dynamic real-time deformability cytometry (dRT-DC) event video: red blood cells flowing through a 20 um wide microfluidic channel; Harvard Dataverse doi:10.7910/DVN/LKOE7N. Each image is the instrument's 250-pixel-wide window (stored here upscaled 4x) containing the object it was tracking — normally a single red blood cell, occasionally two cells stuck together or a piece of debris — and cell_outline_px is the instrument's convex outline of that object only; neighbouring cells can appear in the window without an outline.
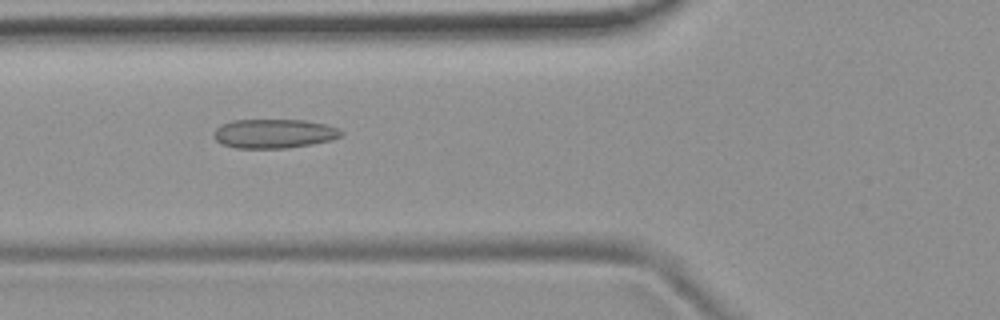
{"species": "common noctule bat (a hibernating species)", "species_latin": "Nyctalus noctula", "temperature_condition": "room temperature", "stored_images_in_passage": 45, "camera_frame_rate_fps": 3000, "um_per_image_px": 0.085, "animal": {"sex": "female", "body_mass_g": 19.9}, "frame": {"image": 1, "passage_image": 12, "time_ms": 3.667, "image_size_px": [1000, 320], "cell_outline_px": [[344, 136], [332, 140], [312, 144], [288, 148], [236, 148], [220, 144], [212, 136], [212, 132], [220, 124], [232, 120], [304, 120], [324, 124], [340, 128], [344, 132]], "centroid_in_image_um": [23.29, 11.36], "position_along_channel_um": 102.5, "area_um2": 22.02}}
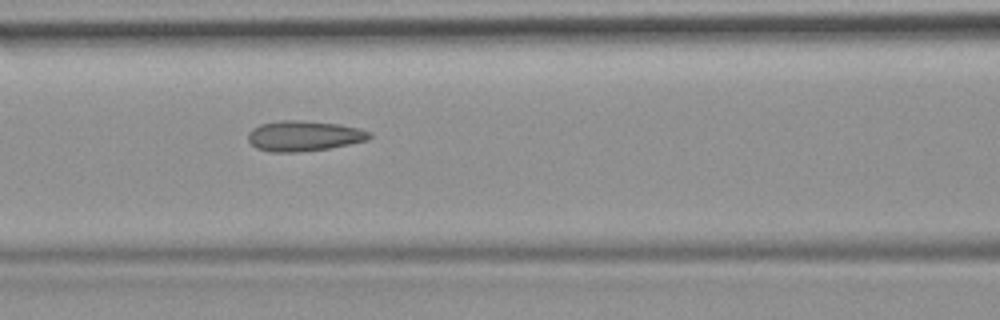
{"frame": {"image": 2, "passage_image": 15, "time_ms": 4.667, "image_size_px": [1000, 320], "cell_outline_px": [[372, 136], [368, 140], [328, 148], [300, 152], [268, 152], [256, 148], [248, 140], [248, 132], [252, 128], [260, 124], [280, 120], [304, 120], [340, 124], [360, 128], [372, 132]], "centroid_in_image_um": [25.83, 11.54], "position_along_channel_um": 140.8, "area_um2": 21.73}}
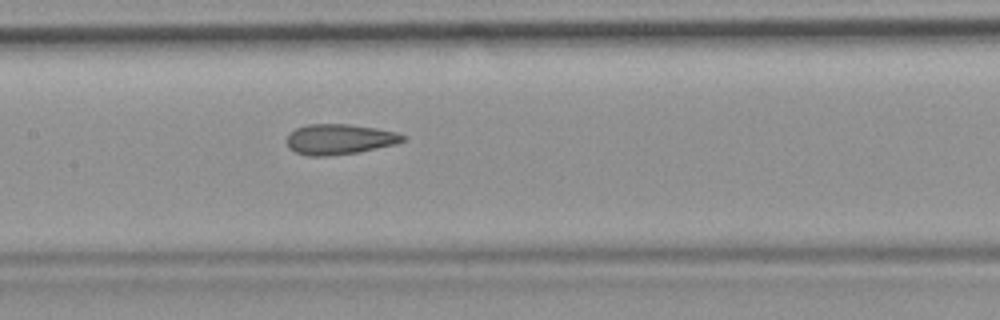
{"frame": {"image": 3, "passage_image": 18, "time_ms": 5.667, "image_size_px": [1000, 320], "cell_outline_px": [[408, 136], [404, 140], [396, 144], [360, 152], [328, 156], [308, 156], [296, 152], [288, 148], [288, 136], [296, 128], [308, 124], [348, 124], [376, 128], [396, 132]], "centroid_in_image_um": [28.89, 11.84], "position_along_channel_um": 178.5, "area_um2": 20.58}, "authors_computed_cell_mechanics": {"area_um2": 20.6346, "velocity_mm_per_s": 3.7918, "shape_relaxation_time_tau1_ms": null, "shape_relaxation_time_tau2_ms": 1.9024, "deformation_change_tau1": null, "deformation_change_tau2": 0.1093}}